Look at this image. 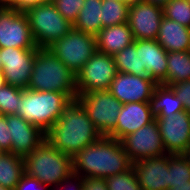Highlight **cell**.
Wrapping results in <instances>:
<instances>
[{"label":"cell","mask_w":190,"mask_h":190,"mask_svg":"<svg viewBox=\"0 0 190 190\" xmlns=\"http://www.w3.org/2000/svg\"><path fill=\"white\" fill-rule=\"evenodd\" d=\"M7 83H6V79H5V76H4V73L3 71L0 69V88L5 86Z\"/></svg>","instance_id":"obj_41"},{"label":"cell","mask_w":190,"mask_h":190,"mask_svg":"<svg viewBox=\"0 0 190 190\" xmlns=\"http://www.w3.org/2000/svg\"><path fill=\"white\" fill-rule=\"evenodd\" d=\"M76 99L101 135L107 136L115 128L123 104L108 90L83 93Z\"/></svg>","instance_id":"obj_8"},{"label":"cell","mask_w":190,"mask_h":190,"mask_svg":"<svg viewBox=\"0 0 190 190\" xmlns=\"http://www.w3.org/2000/svg\"><path fill=\"white\" fill-rule=\"evenodd\" d=\"M5 117L7 125L10 126L11 153L24 158L46 140L45 133L41 129L26 122L17 114Z\"/></svg>","instance_id":"obj_17"},{"label":"cell","mask_w":190,"mask_h":190,"mask_svg":"<svg viewBox=\"0 0 190 190\" xmlns=\"http://www.w3.org/2000/svg\"><path fill=\"white\" fill-rule=\"evenodd\" d=\"M4 3L0 0V7L3 5Z\"/></svg>","instance_id":"obj_46"},{"label":"cell","mask_w":190,"mask_h":190,"mask_svg":"<svg viewBox=\"0 0 190 190\" xmlns=\"http://www.w3.org/2000/svg\"><path fill=\"white\" fill-rule=\"evenodd\" d=\"M50 189L47 185L42 184L38 179L31 177L24 173L20 182L14 188V190H48Z\"/></svg>","instance_id":"obj_34"},{"label":"cell","mask_w":190,"mask_h":190,"mask_svg":"<svg viewBox=\"0 0 190 190\" xmlns=\"http://www.w3.org/2000/svg\"><path fill=\"white\" fill-rule=\"evenodd\" d=\"M22 99V88L6 84L0 88V114L13 115L18 111L17 104Z\"/></svg>","instance_id":"obj_30"},{"label":"cell","mask_w":190,"mask_h":190,"mask_svg":"<svg viewBox=\"0 0 190 190\" xmlns=\"http://www.w3.org/2000/svg\"><path fill=\"white\" fill-rule=\"evenodd\" d=\"M24 173L23 157L11 152H3L0 155V185L14 190Z\"/></svg>","instance_id":"obj_24"},{"label":"cell","mask_w":190,"mask_h":190,"mask_svg":"<svg viewBox=\"0 0 190 190\" xmlns=\"http://www.w3.org/2000/svg\"><path fill=\"white\" fill-rule=\"evenodd\" d=\"M167 86L190 80V51L168 52Z\"/></svg>","instance_id":"obj_25"},{"label":"cell","mask_w":190,"mask_h":190,"mask_svg":"<svg viewBox=\"0 0 190 190\" xmlns=\"http://www.w3.org/2000/svg\"><path fill=\"white\" fill-rule=\"evenodd\" d=\"M0 190H10V189H8V188L3 187L2 185H0Z\"/></svg>","instance_id":"obj_45"},{"label":"cell","mask_w":190,"mask_h":190,"mask_svg":"<svg viewBox=\"0 0 190 190\" xmlns=\"http://www.w3.org/2000/svg\"><path fill=\"white\" fill-rule=\"evenodd\" d=\"M121 1L133 3L134 1H138V0H121Z\"/></svg>","instance_id":"obj_44"},{"label":"cell","mask_w":190,"mask_h":190,"mask_svg":"<svg viewBox=\"0 0 190 190\" xmlns=\"http://www.w3.org/2000/svg\"><path fill=\"white\" fill-rule=\"evenodd\" d=\"M169 154L148 157L134 162L131 167L141 190L169 189Z\"/></svg>","instance_id":"obj_16"},{"label":"cell","mask_w":190,"mask_h":190,"mask_svg":"<svg viewBox=\"0 0 190 190\" xmlns=\"http://www.w3.org/2000/svg\"><path fill=\"white\" fill-rule=\"evenodd\" d=\"M70 101L72 100L61 92L22 88V99L17 104L16 114L46 133Z\"/></svg>","instance_id":"obj_5"},{"label":"cell","mask_w":190,"mask_h":190,"mask_svg":"<svg viewBox=\"0 0 190 190\" xmlns=\"http://www.w3.org/2000/svg\"><path fill=\"white\" fill-rule=\"evenodd\" d=\"M163 145L168 154H184L190 143V114L182 111L171 116H155Z\"/></svg>","instance_id":"obj_13"},{"label":"cell","mask_w":190,"mask_h":190,"mask_svg":"<svg viewBox=\"0 0 190 190\" xmlns=\"http://www.w3.org/2000/svg\"><path fill=\"white\" fill-rule=\"evenodd\" d=\"M49 49L76 74L97 51L96 37L72 28Z\"/></svg>","instance_id":"obj_7"},{"label":"cell","mask_w":190,"mask_h":190,"mask_svg":"<svg viewBox=\"0 0 190 190\" xmlns=\"http://www.w3.org/2000/svg\"><path fill=\"white\" fill-rule=\"evenodd\" d=\"M129 2L102 0V28L128 22Z\"/></svg>","instance_id":"obj_28"},{"label":"cell","mask_w":190,"mask_h":190,"mask_svg":"<svg viewBox=\"0 0 190 190\" xmlns=\"http://www.w3.org/2000/svg\"><path fill=\"white\" fill-rule=\"evenodd\" d=\"M116 74L113 56L97 50L76 73L77 94L108 90Z\"/></svg>","instance_id":"obj_9"},{"label":"cell","mask_w":190,"mask_h":190,"mask_svg":"<svg viewBox=\"0 0 190 190\" xmlns=\"http://www.w3.org/2000/svg\"><path fill=\"white\" fill-rule=\"evenodd\" d=\"M167 56L168 53L156 40L139 39L140 76L167 85Z\"/></svg>","instance_id":"obj_18"},{"label":"cell","mask_w":190,"mask_h":190,"mask_svg":"<svg viewBox=\"0 0 190 190\" xmlns=\"http://www.w3.org/2000/svg\"><path fill=\"white\" fill-rule=\"evenodd\" d=\"M23 159L25 173L49 188L58 187L73 175L72 156L61 152L47 140Z\"/></svg>","instance_id":"obj_4"},{"label":"cell","mask_w":190,"mask_h":190,"mask_svg":"<svg viewBox=\"0 0 190 190\" xmlns=\"http://www.w3.org/2000/svg\"><path fill=\"white\" fill-rule=\"evenodd\" d=\"M184 154L190 159V143H189L188 149L186 150Z\"/></svg>","instance_id":"obj_42"},{"label":"cell","mask_w":190,"mask_h":190,"mask_svg":"<svg viewBox=\"0 0 190 190\" xmlns=\"http://www.w3.org/2000/svg\"><path fill=\"white\" fill-rule=\"evenodd\" d=\"M147 3H151L153 5H157L159 7H164L170 0H142Z\"/></svg>","instance_id":"obj_39"},{"label":"cell","mask_w":190,"mask_h":190,"mask_svg":"<svg viewBox=\"0 0 190 190\" xmlns=\"http://www.w3.org/2000/svg\"><path fill=\"white\" fill-rule=\"evenodd\" d=\"M149 103L155 116H171L184 111L183 103L173 89L163 84L155 87Z\"/></svg>","instance_id":"obj_22"},{"label":"cell","mask_w":190,"mask_h":190,"mask_svg":"<svg viewBox=\"0 0 190 190\" xmlns=\"http://www.w3.org/2000/svg\"><path fill=\"white\" fill-rule=\"evenodd\" d=\"M95 37L97 50L112 56L132 44L135 40L128 22L103 27Z\"/></svg>","instance_id":"obj_20"},{"label":"cell","mask_w":190,"mask_h":190,"mask_svg":"<svg viewBox=\"0 0 190 190\" xmlns=\"http://www.w3.org/2000/svg\"><path fill=\"white\" fill-rule=\"evenodd\" d=\"M163 15L190 28V0H170L163 7Z\"/></svg>","instance_id":"obj_29"},{"label":"cell","mask_w":190,"mask_h":190,"mask_svg":"<svg viewBox=\"0 0 190 190\" xmlns=\"http://www.w3.org/2000/svg\"><path fill=\"white\" fill-rule=\"evenodd\" d=\"M163 8L142 0L130 3L128 24L135 40H156L163 19Z\"/></svg>","instance_id":"obj_14"},{"label":"cell","mask_w":190,"mask_h":190,"mask_svg":"<svg viewBox=\"0 0 190 190\" xmlns=\"http://www.w3.org/2000/svg\"><path fill=\"white\" fill-rule=\"evenodd\" d=\"M45 136L49 143L73 157L77 152L95 143L102 135L76 99L64 108L60 118Z\"/></svg>","instance_id":"obj_2"},{"label":"cell","mask_w":190,"mask_h":190,"mask_svg":"<svg viewBox=\"0 0 190 190\" xmlns=\"http://www.w3.org/2000/svg\"><path fill=\"white\" fill-rule=\"evenodd\" d=\"M27 89L57 91L76 100V74L72 72L49 48H38Z\"/></svg>","instance_id":"obj_3"},{"label":"cell","mask_w":190,"mask_h":190,"mask_svg":"<svg viewBox=\"0 0 190 190\" xmlns=\"http://www.w3.org/2000/svg\"><path fill=\"white\" fill-rule=\"evenodd\" d=\"M155 120L149 102L123 104L115 128L107 135L121 141L125 136Z\"/></svg>","instance_id":"obj_19"},{"label":"cell","mask_w":190,"mask_h":190,"mask_svg":"<svg viewBox=\"0 0 190 190\" xmlns=\"http://www.w3.org/2000/svg\"><path fill=\"white\" fill-rule=\"evenodd\" d=\"M50 190H83L82 177L72 175L58 187L50 188Z\"/></svg>","instance_id":"obj_36"},{"label":"cell","mask_w":190,"mask_h":190,"mask_svg":"<svg viewBox=\"0 0 190 190\" xmlns=\"http://www.w3.org/2000/svg\"><path fill=\"white\" fill-rule=\"evenodd\" d=\"M73 29L96 36L102 29V0H85Z\"/></svg>","instance_id":"obj_23"},{"label":"cell","mask_w":190,"mask_h":190,"mask_svg":"<svg viewBox=\"0 0 190 190\" xmlns=\"http://www.w3.org/2000/svg\"><path fill=\"white\" fill-rule=\"evenodd\" d=\"M55 0H40V3H53Z\"/></svg>","instance_id":"obj_43"},{"label":"cell","mask_w":190,"mask_h":190,"mask_svg":"<svg viewBox=\"0 0 190 190\" xmlns=\"http://www.w3.org/2000/svg\"><path fill=\"white\" fill-rule=\"evenodd\" d=\"M117 72L140 76L139 39L113 56Z\"/></svg>","instance_id":"obj_26"},{"label":"cell","mask_w":190,"mask_h":190,"mask_svg":"<svg viewBox=\"0 0 190 190\" xmlns=\"http://www.w3.org/2000/svg\"><path fill=\"white\" fill-rule=\"evenodd\" d=\"M84 2L85 0H55L53 4L66 20L74 24Z\"/></svg>","instance_id":"obj_32"},{"label":"cell","mask_w":190,"mask_h":190,"mask_svg":"<svg viewBox=\"0 0 190 190\" xmlns=\"http://www.w3.org/2000/svg\"><path fill=\"white\" fill-rule=\"evenodd\" d=\"M108 190H141L133 168L105 178Z\"/></svg>","instance_id":"obj_31"},{"label":"cell","mask_w":190,"mask_h":190,"mask_svg":"<svg viewBox=\"0 0 190 190\" xmlns=\"http://www.w3.org/2000/svg\"><path fill=\"white\" fill-rule=\"evenodd\" d=\"M167 190H190V186H170Z\"/></svg>","instance_id":"obj_40"},{"label":"cell","mask_w":190,"mask_h":190,"mask_svg":"<svg viewBox=\"0 0 190 190\" xmlns=\"http://www.w3.org/2000/svg\"><path fill=\"white\" fill-rule=\"evenodd\" d=\"M170 186H190V159L185 154H169Z\"/></svg>","instance_id":"obj_27"},{"label":"cell","mask_w":190,"mask_h":190,"mask_svg":"<svg viewBox=\"0 0 190 190\" xmlns=\"http://www.w3.org/2000/svg\"><path fill=\"white\" fill-rule=\"evenodd\" d=\"M73 175L82 178H107L131 168L121 141L102 135L95 143L72 157Z\"/></svg>","instance_id":"obj_1"},{"label":"cell","mask_w":190,"mask_h":190,"mask_svg":"<svg viewBox=\"0 0 190 190\" xmlns=\"http://www.w3.org/2000/svg\"><path fill=\"white\" fill-rule=\"evenodd\" d=\"M38 49L0 48L1 70L6 83L27 88Z\"/></svg>","instance_id":"obj_12"},{"label":"cell","mask_w":190,"mask_h":190,"mask_svg":"<svg viewBox=\"0 0 190 190\" xmlns=\"http://www.w3.org/2000/svg\"><path fill=\"white\" fill-rule=\"evenodd\" d=\"M157 85L150 77L117 72L108 91L122 104L150 102Z\"/></svg>","instance_id":"obj_15"},{"label":"cell","mask_w":190,"mask_h":190,"mask_svg":"<svg viewBox=\"0 0 190 190\" xmlns=\"http://www.w3.org/2000/svg\"><path fill=\"white\" fill-rule=\"evenodd\" d=\"M170 86L182 101L185 112L190 114V80L180 81Z\"/></svg>","instance_id":"obj_33"},{"label":"cell","mask_w":190,"mask_h":190,"mask_svg":"<svg viewBox=\"0 0 190 190\" xmlns=\"http://www.w3.org/2000/svg\"><path fill=\"white\" fill-rule=\"evenodd\" d=\"M24 12L37 48H49L73 28V24L58 12L53 3H38Z\"/></svg>","instance_id":"obj_6"},{"label":"cell","mask_w":190,"mask_h":190,"mask_svg":"<svg viewBox=\"0 0 190 190\" xmlns=\"http://www.w3.org/2000/svg\"><path fill=\"white\" fill-rule=\"evenodd\" d=\"M5 5L18 10H25L32 5L40 3V0H1Z\"/></svg>","instance_id":"obj_38"},{"label":"cell","mask_w":190,"mask_h":190,"mask_svg":"<svg viewBox=\"0 0 190 190\" xmlns=\"http://www.w3.org/2000/svg\"><path fill=\"white\" fill-rule=\"evenodd\" d=\"M156 41L167 53L190 51V28L163 16Z\"/></svg>","instance_id":"obj_21"},{"label":"cell","mask_w":190,"mask_h":190,"mask_svg":"<svg viewBox=\"0 0 190 190\" xmlns=\"http://www.w3.org/2000/svg\"><path fill=\"white\" fill-rule=\"evenodd\" d=\"M0 148L3 152L11 151L10 126L7 125L5 115L0 114Z\"/></svg>","instance_id":"obj_35"},{"label":"cell","mask_w":190,"mask_h":190,"mask_svg":"<svg viewBox=\"0 0 190 190\" xmlns=\"http://www.w3.org/2000/svg\"><path fill=\"white\" fill-rule=\"evenodd\" d=\"M121 143L132 164L144 158L167 154L156 120L125 136Z\"/></svg>","instance_id":"obj_11"},{"label":"cell","mask_w":190,"mask_h":190,"mask_svg":"<svg viewBox=\"0 0 190 190\" xmlns=\"http://www.w3.org/2000/svg\"><path fill=\"white\" fill-rule=\"evenodd\" d=\"M38 49L23 10L0 7V48Z\"/></svg>","instance_id":"obj_10"},{"label":"cell","mask_w":190,"mask_h":190,"mask_svg":"<svg viewBox=\"0 0 190 190\" xmlns=\"http://www.w3.org/2000/svg\"><path fill=\"white\" fill-rule=\"evenodd\" d=\"M83 190H108L104 178H82Z\"/></svg>","instance_id":"obj_37"}]
</instances>
